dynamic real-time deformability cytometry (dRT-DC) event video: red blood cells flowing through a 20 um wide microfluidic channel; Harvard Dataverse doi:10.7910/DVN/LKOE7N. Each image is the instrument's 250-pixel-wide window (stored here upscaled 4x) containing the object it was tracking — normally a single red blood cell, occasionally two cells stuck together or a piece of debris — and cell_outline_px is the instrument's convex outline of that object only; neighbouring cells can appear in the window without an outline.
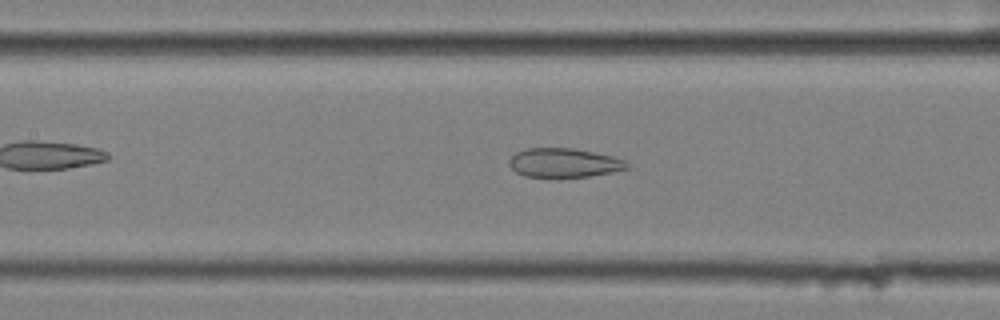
{"species": "common noctule bat (a hibernating species)", "species_latin": "Nyctalus noctula", "temperature_condition": "cold", "stored_images_in_passage": 48, "camera_frame_rate_fps": 3000, "um_per_image_px": 0.085, "animal": {"sex": "female", "body_mass_g": 25.1}, "frame": {"image": 1, "passage_image": 17, "time_ms": 5.333, "image_size_px": [1000, 320], "cell_outline_px": [[628, 168], [612, 172], [588, 176], [524, 176], [516, 172], [508, 164], [508, 160], [516, 152], [528, 148], [572, 148], [612, 156], [624, 160], [628, 164]], "centroid_in_image_um": [47.91, 13.82], "position_along_channel_um": 159.5, "area_um2": 19.59}}
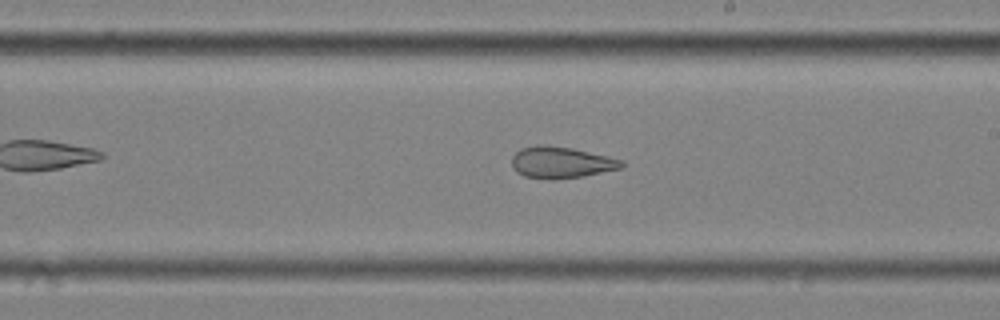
{"frame": {"image": 2, "passage_image": 24, "time_ms": 7.667, "image_size_px": [1000, 320], "cell_outline_px": [[624, 168], [584, 176], [552, 180], [524, 176], [516, 172], [512, 168], [512, 156], [520, 148], [536, 144], [544, 144], [572, 148], [608, 156], [624, 160]], "centroid_in_image_um": [47.7, 13.8], "position_along_channel_um": 241.3, "area_um2": 20.52}}
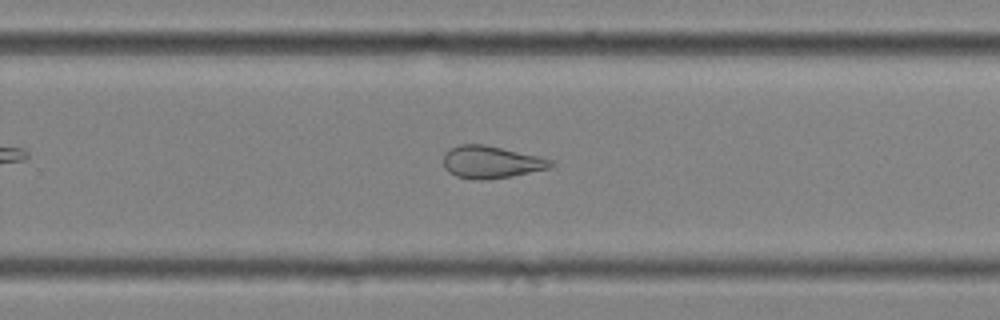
{"frame": {"image": 3, "passage_image": 28, "time_ms": 9.0, "image_size_px": [1000, 320], "cell_outline_px": [[556, 164], [548, 168], [512, 176], [480, 180], [472, 180], [456, 176], [448, 172], [444, 168], [444, 156], [452, 148], [460, 144], [484, 144], [536, 156], [552, 160]], "centroid_in_image_um": [41.72, 13.79], "position_along_channel_um": 288.1, "area_um2": 19.94}, "authors_computed_cell_mechanics": {"area_um2": 25.2297, "velocity_mm_per_s": 3.5132, "shape_relaxation_time_tau1_ms": null, "shape_relaxation_time_tau2_ms": 2.4616, "deformation_change_tau1": null, "deformation_change_tau2": 0.1057}}